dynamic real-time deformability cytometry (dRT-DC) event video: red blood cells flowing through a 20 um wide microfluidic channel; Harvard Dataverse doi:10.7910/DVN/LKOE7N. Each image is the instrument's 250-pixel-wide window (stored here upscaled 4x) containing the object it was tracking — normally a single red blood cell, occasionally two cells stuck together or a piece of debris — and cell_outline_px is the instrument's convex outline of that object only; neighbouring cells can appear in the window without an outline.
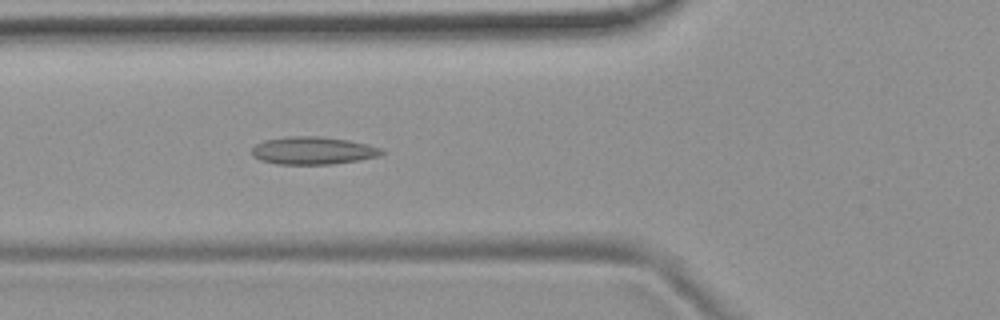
{"species": "common noctule bat (a hibernating species)", "species_latin": "Nyctalus noctula", "temperature_condition": "room temperature", "stored_images_in_passage": 45, "camera_frame_rate_fps": 3000, "um_per_image_px": 0.085, "animal": {"sex": "female", "body_mass_g": 19.9}, "frame": {"image": 1, "passage_image": 11, "time_ms": 3.333, "image_size_px": [1000, 320], "cell_outline_px": [[384, 152], [380, 156], [360, 160], [332, 164], [276, 164], [260, 160], [252, 156], [252, 148], [256, 144], [264, 140], [292, 136], [320, 136], [348, 140], [368, 144], [384, 148]], "centroid_in_image_um": [26.63, 12.8], "position_along_channel_um": 99.2, "area_um2": 21.1}}
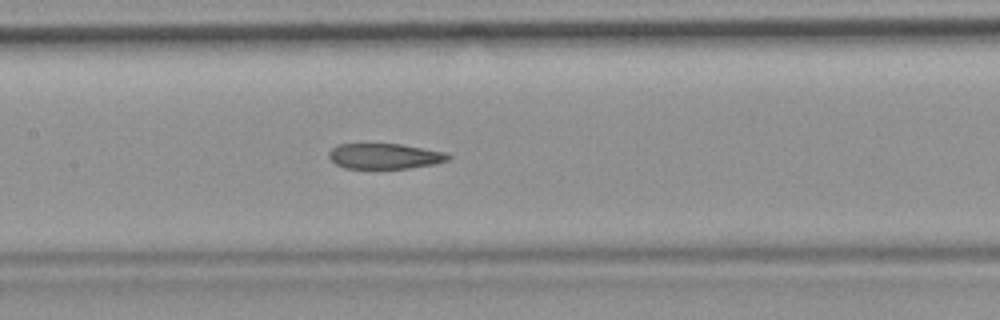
{"frame": {"image": 2, "passage_image": 17, "time_ms": 5.333, "image_size_px": [1000, 320], "cell_outline_px": [[452, 156], [448, 160], [432, 164], [408, 168], [344, 168], [336, 164], [328, 156], [328, 152], [332, 148], [340, 144], [400, 144], [444, 152]], "centroid_in_image_um": [32.67, 13.27], "position_along_channel_um": 174.7, "area_um2": 17.46}}
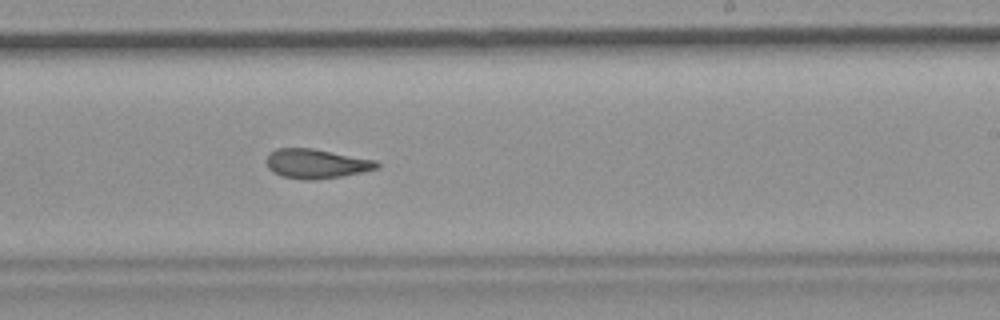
{"frame": {"image": 3, "passage_image": 24, "time_ms": 7.667, "image_size_px": [1000, 320], "cell_outline_px": [[380, 168], [340, 176], [316, 180], [304, 180], [280, 176], [272, 172], [268, 168], [264, 160], [276, 148], [312, 148], [376, 160], [380, 164]], "centroid_in_image_um": [26.85, 13.92], "position_along_channel_um": 262.1, "area_um2": 19.02}, "authors_computed_cell_mechanics": {"area_um2": 19.5364, "velocity_mm_per_s": 3.7662, "shape_relaxation_time_tau1_ms": null, "shape_relaxation_time_tau2_ms": 2.7927, "deformation_change_tau1": null, "deformation_change_tau2": 0.1001}}